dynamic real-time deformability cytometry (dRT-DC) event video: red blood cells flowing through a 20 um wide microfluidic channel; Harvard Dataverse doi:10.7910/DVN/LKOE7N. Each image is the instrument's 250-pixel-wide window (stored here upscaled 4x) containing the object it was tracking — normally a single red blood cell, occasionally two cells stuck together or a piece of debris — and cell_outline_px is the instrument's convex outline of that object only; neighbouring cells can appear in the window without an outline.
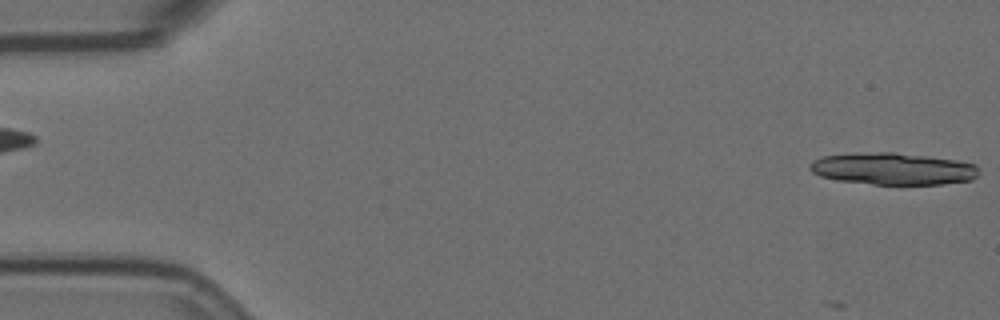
{"species": "Egyptian fruit bat (a non-hibernating species)", "species_latin": "Rousettus aegyptiacus", "temperature_condition": "room temperature", "stored_images_in_passage": 2, "segment_of_instrument_passage": [2, 2], "camera_frame_rate_fps": 3000, "um_per_image_px": 0.085, "animal": {"sex": "female"}, "frame": {"image": 1, "passage_image": 2, "time_ms": 0.333, "image_size_px": [1000, 320], "cell_outline_px": [[980, 168], [976, 176], [972, 180], [944, 184], [872, 184], [836, 180], [820, 176], [812, 172], [808, 168], [808, 164], [812, 160], [820, 156], [880, 152], [896, 152], [956, 160], [976, 164]], "centroid_in_image_um": [75.9, 14.35], "position_along_channel_um": 9.1, "area_um2": 31.56}}